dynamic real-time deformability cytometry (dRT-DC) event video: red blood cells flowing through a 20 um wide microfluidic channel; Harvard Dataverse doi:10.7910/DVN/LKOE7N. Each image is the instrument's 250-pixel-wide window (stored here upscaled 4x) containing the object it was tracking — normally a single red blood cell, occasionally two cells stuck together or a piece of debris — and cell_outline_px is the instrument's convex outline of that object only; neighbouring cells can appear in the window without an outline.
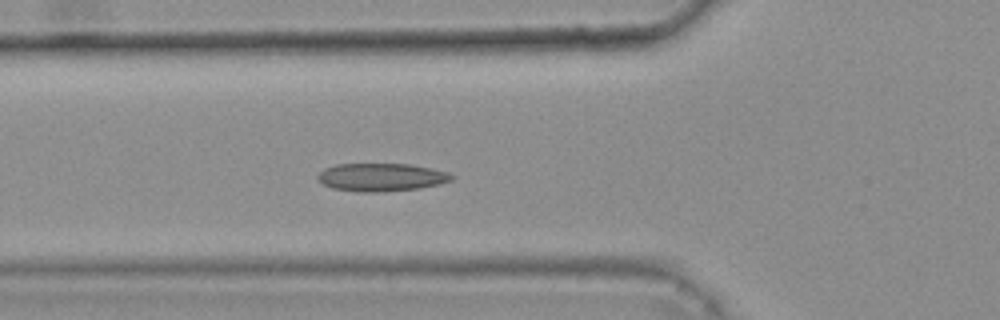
{"species": "common noctule bat (a hibernating species)", "species_latin": "Nyctalus noctula", "temperature_condition": "warm", "stored_images_in_passage": 46, "camera_frame_rate_fps": 3000, "um_per_image_px": 0.085, "animal": {"sex": "female", "body_mass_g": 25.1}, "frame": {"image": 1, "passage_image": 20, "time_ms": 6.333, "image_size_px": [1000, 320], "cell_outline_px": [[456, 176], [452, 180], [440, 184], [420, 188], [376, 192], [360, 192], [332, 188], [316, 180], [316, 176], [324, 168], [336, 164], [408, 164], [448, 172]], "centroid_in_image_um": [32.39, 15.06], "position_along_channel_um": 93.4, "area_um2": 21.85}, "authors_computed_cell_mechanics": {"area_um2": 21.1548, "velocity_mm_per_s": 3.7102, "shape_relaxation_time_tau1_ms": 4.2096, "shape_relaxation_time_tau2_ms": 2.2976, "deformation_change_tau1": 0.1418, "deformation_change_tau2": 0.0945}}